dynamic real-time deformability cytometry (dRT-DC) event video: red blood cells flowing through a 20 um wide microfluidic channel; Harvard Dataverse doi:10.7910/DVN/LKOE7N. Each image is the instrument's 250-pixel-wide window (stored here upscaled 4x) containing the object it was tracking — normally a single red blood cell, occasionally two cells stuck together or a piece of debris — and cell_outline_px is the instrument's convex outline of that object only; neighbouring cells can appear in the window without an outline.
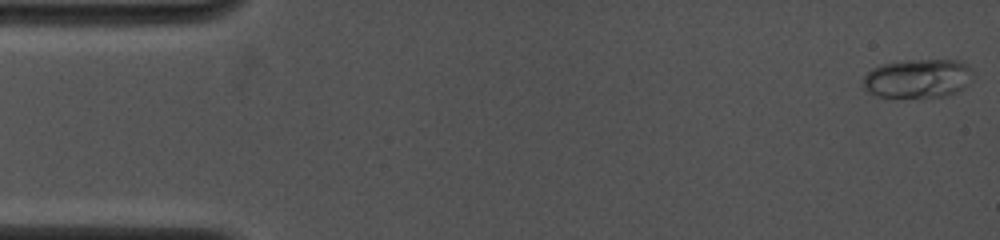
{"species": "common noctule bat (a hibernating species)", "species_latin": "Nyctalus noctula", "temperature_condition": "cold", "stored_images_in_passage": 24, "camera_frame_rate_fps": 4000, "um_per_image_px": 0.085, "animal": {"sex": "female", "body_mass_g": 19.0, "forearm_length_mm": 53.3}, "frame": {"image": 1, "passage_image": 1, "time_ms": 0.0, "image_size_px": [1000, 240], "cell_outline_px": [[972, 72], [964, 88], [956, 92], [944, 96], [876, 96], [868, 92], [864, 88], [864, 76], [872, 68], [880, 64], [904, 60], [960, 60], [968, 64]], "centroid_in_image_um": [77.99, 6.64], "position_along_channel_um": 7.0, "area_um2": 24.62}}
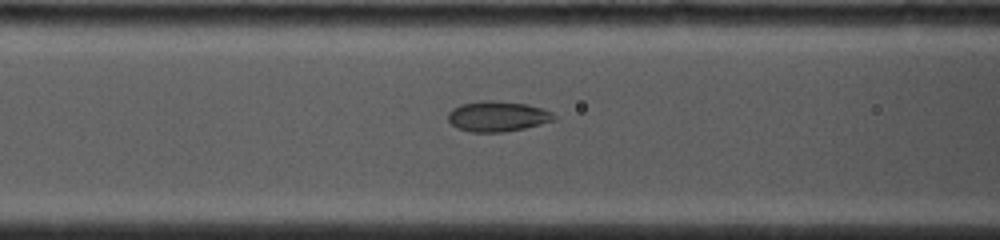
{"frame": {"image": 2, "passage_image": 15, "time_ms": 6.0, "image_size_px": [1000, 240], "cell_outline_px": [[556, 120], [524, 128], [504, 132], [468, 132], [456, 128], [448, 120], [448, 112], [452, 108], [460, 104], [480, 100], [496, 100], [528, 104], [552, 112], [556, 116]], "centroid_in_image_um": [42.26, 9.88], "position_along_channel_um": 124.3, "area_um2": 19.02}}
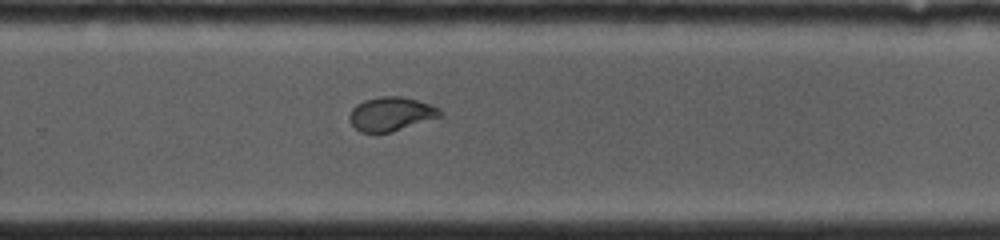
{"frame": {"image": 3, "passage_image": 24, "time_ms": 10.25, "image_size_px": [1000, 240], "cell_outline_px": [[444, 116], [392, 132], [360, 132], [348, 120], [348, 116], [352, 108], [356, 104], [364, 100], [380, 96], [400, 96], [416, 100], [428, 104], [444, 112]], "centroid_in_image_um": [33.23, 9.69], "position_along_channel_um": 296.6, "area_um2": 17.98}}